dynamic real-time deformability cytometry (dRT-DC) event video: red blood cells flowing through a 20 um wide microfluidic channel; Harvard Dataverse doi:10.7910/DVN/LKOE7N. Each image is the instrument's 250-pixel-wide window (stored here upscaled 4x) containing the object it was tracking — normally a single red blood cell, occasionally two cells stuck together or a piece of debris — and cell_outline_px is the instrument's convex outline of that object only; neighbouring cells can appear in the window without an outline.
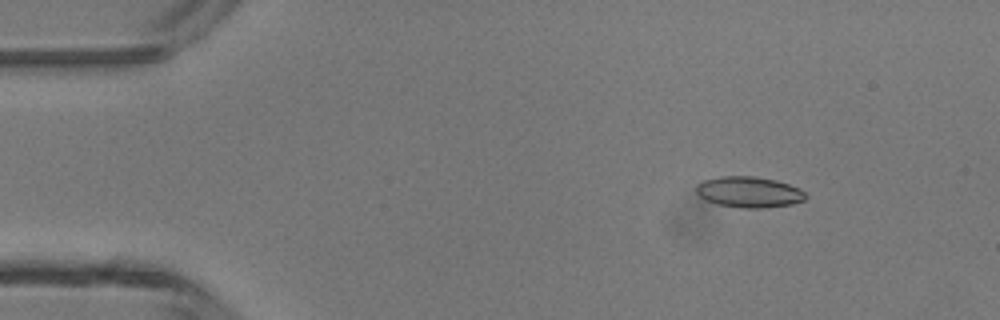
{"species": "common noctule bat (a hibernating species)", "species_latin": "Nyctalus noctula", "temperature_condition": "room temperature", "stored_images_in_passage": 4, "camera_frame_rate_fps": 3000, "um_per_image_px": 0.085, "animal": {"sex": "male", "body_mass_g": 13.3}, "frame": {"image": 1, "passage_image": 2, "time_ms": 2.0, "image_size_px": [1000, 320], "cell_outline_px": [[808, 196], [804, 200], [792, 204], [760, 208], [740, 208], [716, 204], [704, 200], [696, 192], [696, 184], [704, 180], [720, 176], [752, 176], [776, 180], [800, 188]], "centroid_in_image_um": [63.65, 16.32], "position_along_channel_um": 21.4, "area_um2": 19.83}}